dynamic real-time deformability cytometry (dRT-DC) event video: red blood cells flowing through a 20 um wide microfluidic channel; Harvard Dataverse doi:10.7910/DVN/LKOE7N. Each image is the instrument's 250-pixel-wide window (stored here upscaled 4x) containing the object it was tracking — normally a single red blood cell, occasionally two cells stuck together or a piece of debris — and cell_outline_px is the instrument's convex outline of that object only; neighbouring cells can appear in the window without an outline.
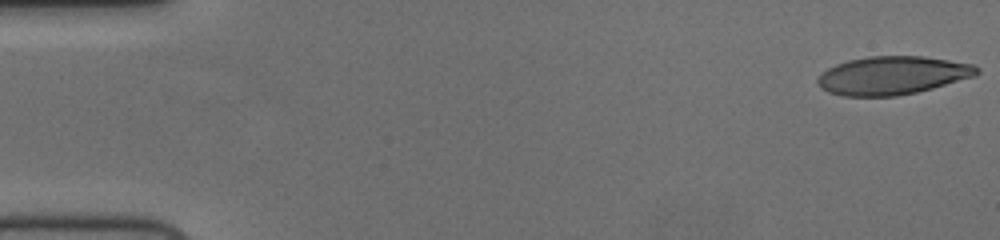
{"species": "human", "species_latin": "Homo sapiens", "temperature_condition": "cold", "stored_images_in_passage": 56, "camera_frame_rate_fps": 3000, "um_per_image_px": 0.085, "donor": {"sex": "female"}, "frame": {"image": 1, "passage_image": 1, "time_ms": 0.0, "image_size_px": [1000, 240], "cell_outline_px": [[980, 72], [976, 76], [932, 88], [916, 92], [896, 96], [844, 96], [828, 92], [820, 88], [816, 84], [816, 80], [828, 68], [836, 64], [848, 60], [868, 56], [924, 56], [972, 64], [980, 68]], "centroid_in_image_um": [75.86, 6.41], "position_along_channel_um": 9.1, "area_um2": 35.55}}
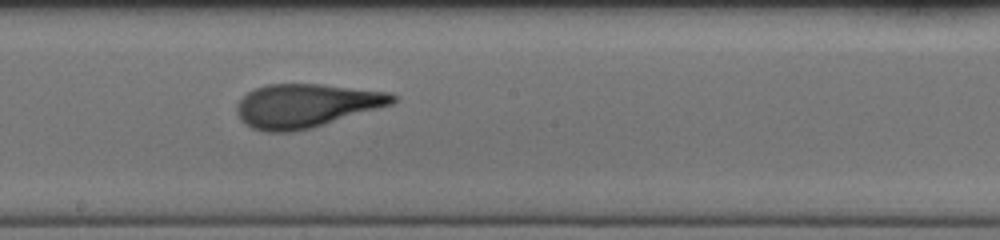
{"frame": {"image": 2, "passage_image": 31, "time_ms": 10.0, "image_size_px": [1000, 240], "cell_outline_px": [[400, 96], [392, 104], [312, 128], [292, 132], [264, 132], [252, 128], [244, 124], [240, 120], [236, 112], [236, 104], [248, 92], [256, 88], [268, 84], [320, 84], [392, 92]], "centroid_in_image_um": [26.01, 8.98], "position_along_channel_um": 222.2, "area_um2": 39.82}}
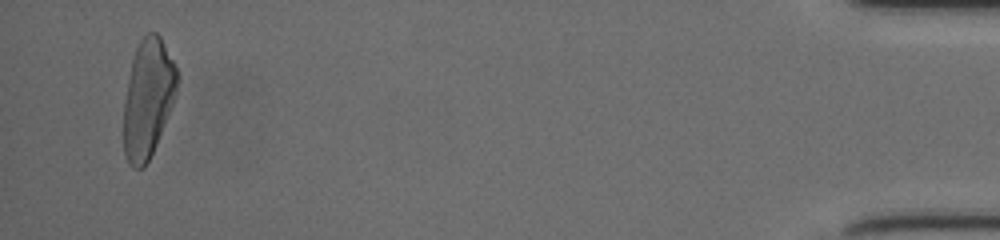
{"frame": {"image": 3, "passage_image": 54, "time_ms": 17.667, "image_size_px": [1000, 240], "cell_outline_px": [[176, 88], [172, 104], [156, 144], [144, 168], [132, 168], [128, 164], [124, 152], [124, 100], [128, 76], [132, 56], [140, 40], [148, 32], [156, 32], [160, 36], [176, 68]], "centroid_in_image_um": [12.53, 8.36], "position_along_channel_um": 422.7, "area_um2": 36.41}, "authors_computed_cell_mechanics": {"area_um2": 37.8879, "velocity_mm_per_s": 3.7168, "shape_relaxation_time_tau1_ms": 5.221, "shape_relaxation_time_tau2_ms": 1.5954, "deformation_change_tau1": 0.1961, "deformation_change_tau2": 0.108}}